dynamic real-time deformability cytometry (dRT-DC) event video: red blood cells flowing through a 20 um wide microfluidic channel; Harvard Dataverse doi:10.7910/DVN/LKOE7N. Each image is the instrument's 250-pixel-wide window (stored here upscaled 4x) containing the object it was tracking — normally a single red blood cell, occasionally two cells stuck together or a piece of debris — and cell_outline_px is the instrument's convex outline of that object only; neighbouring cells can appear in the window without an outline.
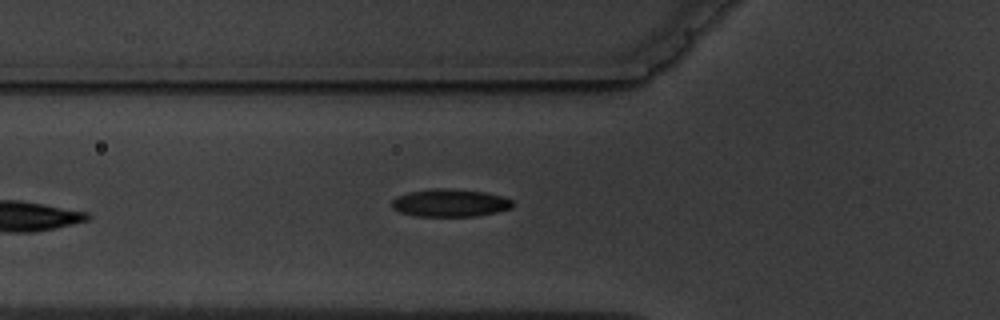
{"species": "common noctule bat (a hibernating species)", "species_latin": "Nyctalus noctula", "temperature_condition": "warm", "stored_images_in_passage": 5, "camera_frame_rate_fps": 3000, "um_per_image_px": 0.085, "animal": {"sex": "male", "body_mass_g": 19.5, "forearm_length_mm": 54.6}, "frame": {"image": 1, "passage_image": 5, "time_ms": 5.667, "image_size_px": [1000, 320], "cell_outline_px": [[512, 208], [496, 212], [476, 216], [416, 216], [400, 212], [392, 208], [392, 200], [396, 196], [408, 192], [432, 188], [452, 188], [488, 192], [504, 196], [512, 200]], "centroid_in_image_um": [38.26, 17.23], "position_along_channel_um": 87.5, "area_um2": 19.77}}